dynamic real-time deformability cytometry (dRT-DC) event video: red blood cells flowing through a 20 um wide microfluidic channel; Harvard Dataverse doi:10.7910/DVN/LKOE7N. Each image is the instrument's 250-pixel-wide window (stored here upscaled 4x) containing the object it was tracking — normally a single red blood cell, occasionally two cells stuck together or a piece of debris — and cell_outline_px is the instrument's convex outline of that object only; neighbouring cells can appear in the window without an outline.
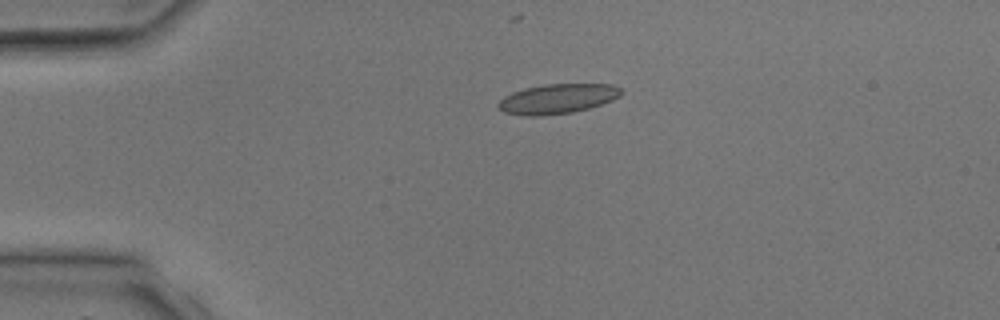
{"species": "common noctule bat (a hibernating species)", "species_latin": "Nyctalus noctula", "temperature_condition": "room temperature", "stored_images_in_passage": 3, "camera_frame_rate_fps": 3000, "um_per_image_px": 0.085, "animal": {"sex": "male", "body_mass_g": 17.9, "forearm_length_mm": 54.2}, "frame": {"image": 1, "passage_image": 2, "time_ms": 2.0, "image_size_px": [1000, 320], "cell_outline_px": [[624, 92], [620, 96], [612, 100], [588, 108], [572, 112], [540, 116], [528, 116], [504, 112], [496, 104], [504, 96], [512, 92], [524, 88], [544, 84], [612, 84], [620, 88]], "centroid_in_image_um": [47.38, 8.39], "position_along_channel_um": 37.6, "area_um2": 21.27}}